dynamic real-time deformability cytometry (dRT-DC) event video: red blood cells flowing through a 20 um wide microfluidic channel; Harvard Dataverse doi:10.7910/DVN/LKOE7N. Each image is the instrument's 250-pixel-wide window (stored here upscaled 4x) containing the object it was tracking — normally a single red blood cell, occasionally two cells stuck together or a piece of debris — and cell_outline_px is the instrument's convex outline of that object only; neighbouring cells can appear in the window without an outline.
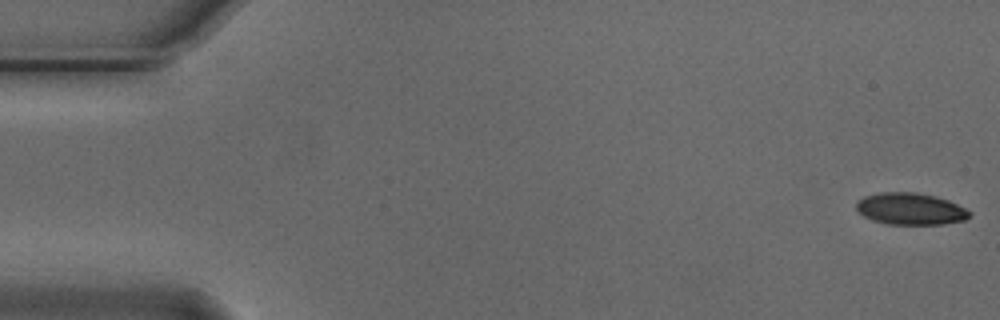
{"species": "Egyptian fruit bat (a non-hibernating species)", "species_latin": "Rousettus aegyptiacus", "temperature_condition": "cold", "stored_images_in_passage": 54, "camera_frame_rate_fps": 3000, "um_per_image_px": 0.085, "animal": {"sex": "male"}, "frame": {"image": 1, "passage_image": 1, "time_ms": 0.0, "image_size_px": [1000, 320], "cell_outline_px": [[972, 212], [964, 220], [944, 224], [884, 224], [872, 220], [864, 216], [856, 208], [856, 200], [864, 196], [880, 192], [916, 192], [936, 196], [948, 200]], "centroid_in_image_um": [77.35, 17.75], "position_along_channel_um": 7.6, "area_um2": 21.04}}
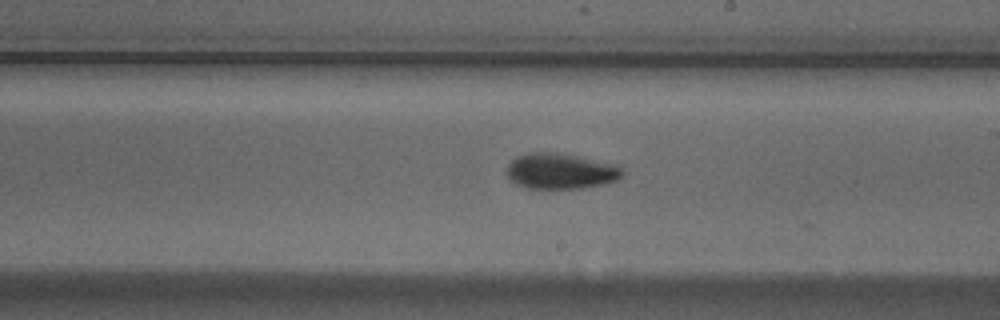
{"frame": {"image": 2, "passage_image": 31, "time_ms": 10.0, "image_size_px": [1000, 320], "cell_outline_px": [[624, 176], [608, 184], [580, 188], [528, 188], [516, 184], [504, 172], [508, 164], [516, 156], [528, 152], [556, 152], [616, 164], [624, 172]], "centroid_in_image_um": [47.64, 14.54], "position_along_channel_um": 241.4, "area_um2": 24.22}}
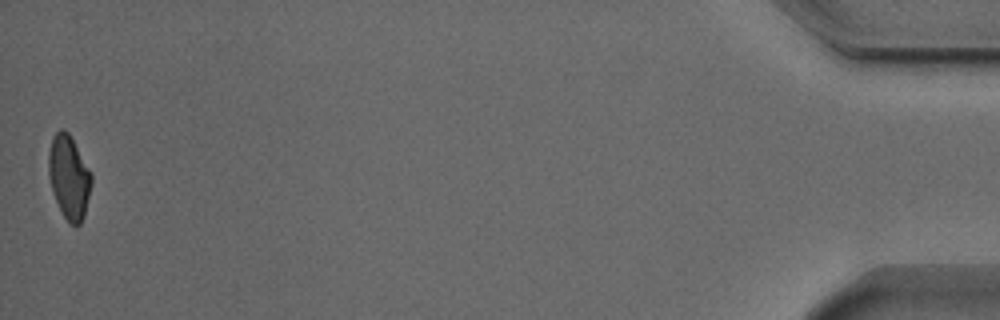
{"frame": {"image": 3, "passage_image": 54, "time_ms": 17.667, "image_size_px": [1000, 320], "cell_outline_px": [[92, 184], [84, 216], [80, 224], [72, 224], [64, 216], [52, 192], [48, 176], [48, 156], [52, 136], [60, 128], [64, 128], [68, 132], [92, 172]], "centroid_in_image_um": [5.86, 15.01], "position_along_channel_um": 429.3, "area_um2": 20.92}, "authors_computed_cell_mechanics": {"area_um2": 22.1952, "velocity_mm_per_s": 3.7605, "shape_relaxation_time_tau1_ms": 3.3793, "shape_relaxation_time_tau2_ms": 4.808, "deformation_change_tau1": 0.1207, "deformation_change_tau2": 0.0916}}